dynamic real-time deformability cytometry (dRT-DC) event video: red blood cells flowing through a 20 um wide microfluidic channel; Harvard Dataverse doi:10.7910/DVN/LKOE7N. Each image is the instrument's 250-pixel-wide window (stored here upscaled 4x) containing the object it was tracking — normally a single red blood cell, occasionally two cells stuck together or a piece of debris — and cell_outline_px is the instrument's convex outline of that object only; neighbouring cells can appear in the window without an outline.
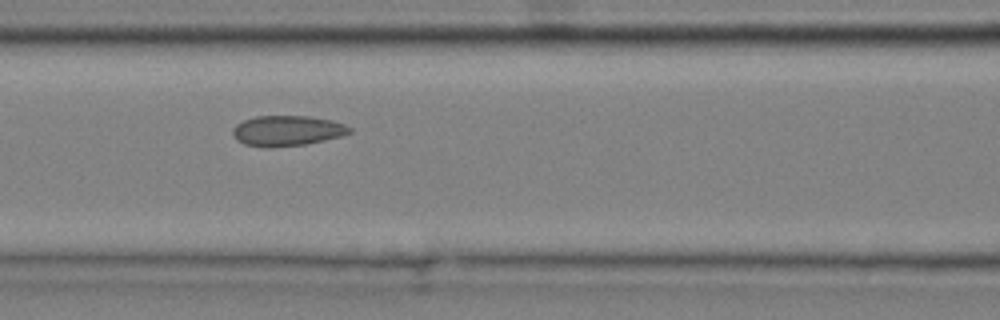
{"species": "common noctule bat (a hibernating species)", "species_latin": "Nyctalus noctula", "temperature_condition": "cold", "stored_images_in_passage": 12, "camera_frame_rate_fps": 3000, "um_per_image_px": 0.085, "animal": {"sex": "male", "body_mass_g": 20.4}, "frame": {"image": 1, "passage_image": 6, "time_ms": 1.667, "image_size_px": [1000, 320], "cell_outline_px": [[352, 132], [340, 136], [324, 140], [304, 144], [268, 148], [264, 148], [244, 144], [236, 140], [232, 136], [232, 128], [236, 124], [244, 120], [256, 116], [308, 116], [332, 120], [344, 124], [352, 128]], "centroid_in_image_um": [24.37, 11.11], "position_along_channel_um": 142.2, "area_um2": 20.81}}
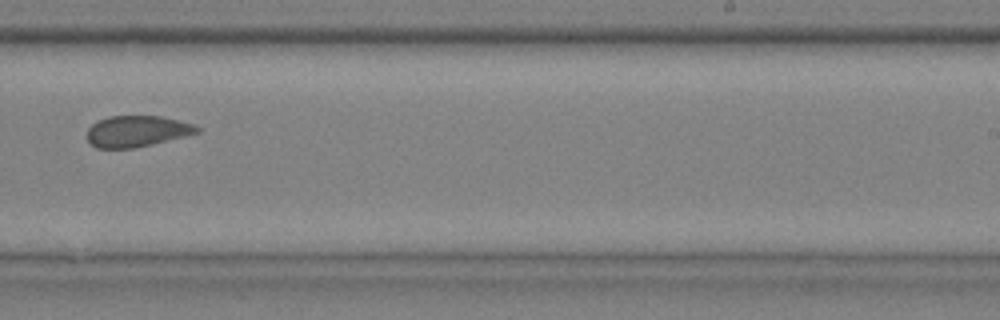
{"frame": {"image": 2, "passage_image": 9, "time_ms": 2.667, "image_size_px": [1000, 320], "cell_outline_px": [[200, 132], [152, 144], [132, 148], [96, 148], [88, 140], [88, 128], [92, 124], [108, 116], [160, 116], [192, 124], [200, 128]], "centroid_in_image_um": [11.62, 11.15], "position_along_channel_um": 277.4, "area_um2": 19.65}}
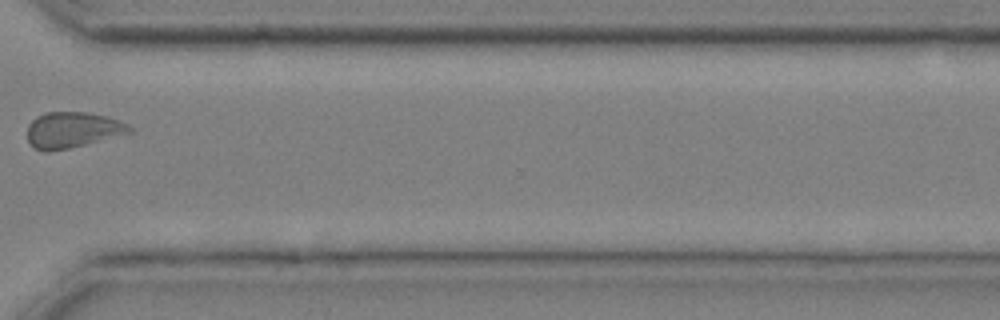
{"frame": {"image": 3, "passage_image": 11, "time_ms": 3.333, "image_size_px": [1000, 320], "cell_outline_px": [[136, 132], [68, 148], [48, 152], [44, 152], [36, 148], [28, 140], [28, 124], [36, 116], [44, 112], [88, 112], [108, 116], [128, 124]], "centroid_in_image_um": [6.2, 11.03], "position_along_channel_um": 364.4, "area_um2": 21.5}}